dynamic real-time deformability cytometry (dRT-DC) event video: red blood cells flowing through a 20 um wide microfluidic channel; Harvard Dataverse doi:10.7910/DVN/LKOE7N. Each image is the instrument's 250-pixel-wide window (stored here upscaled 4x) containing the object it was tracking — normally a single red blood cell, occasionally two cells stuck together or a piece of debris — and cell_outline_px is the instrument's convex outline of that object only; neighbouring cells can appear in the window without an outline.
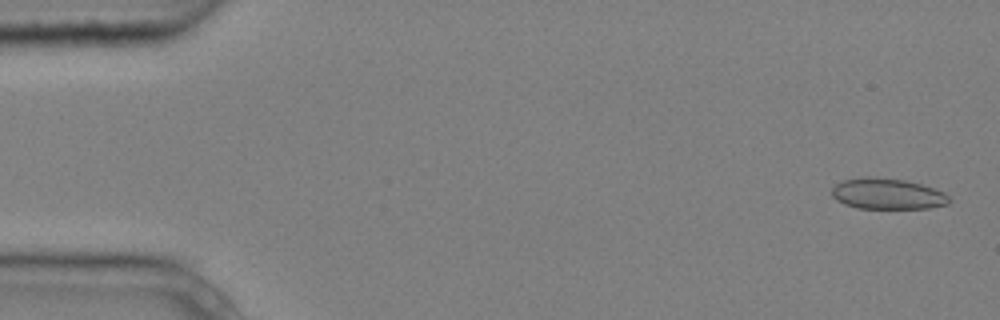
{"species": "common noctule bat (a hibernating species)", "species_latin": "Nyctalus noctula", "temperature_condition": "cold", "stored_images_in_passage": 3, "camera_frame_rate_fps": 3000, "um_per_image_px": 0.085, "animal": {"sex": "male", "body_mass_g": 20.4}, "frame": {"image": 1, "passage_image": 1, "time_ms": 0.0, "image_size_px": [1000, 320], "cell_outline_px": [[952, 200], [948, 204], [928, 208], [856, 208], [844, 204], [836, 200], [832, 196], [832, 188], [836, 184], [844, 180], [864, 176], [868, 176], [904, 180], [920, 184], [944, 192]], "centroid_in_image_um": [75.42, 16.48], "position_along_channel_um": 9.6, "area_um2": 21.1}}